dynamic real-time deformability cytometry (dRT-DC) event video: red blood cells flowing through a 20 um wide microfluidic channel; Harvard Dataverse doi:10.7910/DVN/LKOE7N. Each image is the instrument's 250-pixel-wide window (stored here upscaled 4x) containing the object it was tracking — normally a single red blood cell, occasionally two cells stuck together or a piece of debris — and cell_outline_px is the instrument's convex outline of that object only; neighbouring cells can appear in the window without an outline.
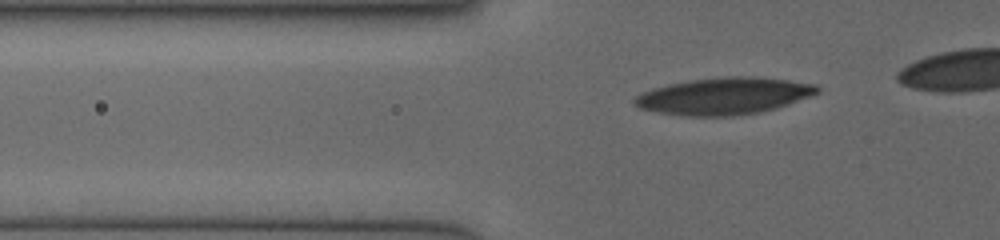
{"species": "human", "species_latin": "Homo sapiens", "temperature_condition": "cold", "stored_images_in_passage": 8, "camera_frame_rate_fps": 3000, "um_per_image_px": 0.085, "donor": {"sex": "female"}, "frame": {"image": 1, "passage_image": 5, "time_ms": 1.667, "image_size_px": [1000, 240], "cell_outline_px": [[820, 92], [776, 108], [760, 112], [736, 116], [680, 116], [656, 112], [640, 108], [632, 104], [632, 100], [636, 96], [652, 88], [692, 80], [732, 76], [740, 76], [788, 80], [816, 84], [820, 88]], "centroid_in_image_um": [61.51, 8.18], "position_along_channel_um": 64.3, "area_um2": 39.02}}